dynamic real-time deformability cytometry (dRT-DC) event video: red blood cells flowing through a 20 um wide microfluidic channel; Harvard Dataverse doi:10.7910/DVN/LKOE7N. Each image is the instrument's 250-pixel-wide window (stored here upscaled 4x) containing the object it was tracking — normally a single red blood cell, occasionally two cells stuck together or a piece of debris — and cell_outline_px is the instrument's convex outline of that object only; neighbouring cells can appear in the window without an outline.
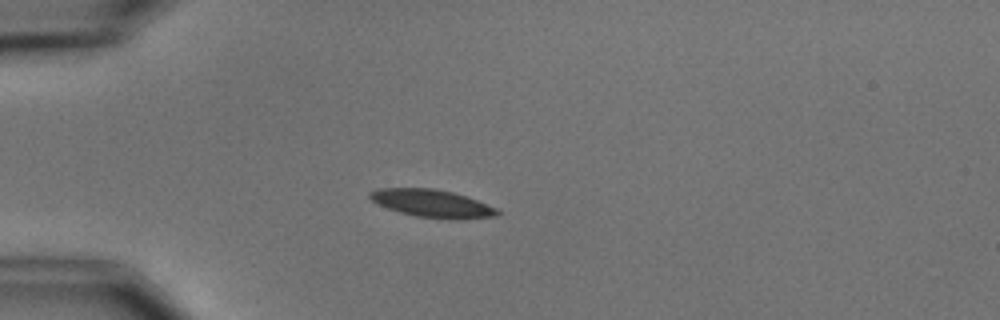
{"species": "common noctule bat (a hibernating species)", "species_latin": "Nyctalus noctula", "temperature_condition": "cold", "stored_images_in_passage": 4, "camera_frame_rate_fps": 3000, "um_per_image_px": 0.085, "animal": {"sex": "male", "body_mass_g": 15.6}, "frame": {"image": 1, "passage_image": 3, "time_ms": 2.333, "image_size_px": [1000, 320], "cell_outline_px": [[500, 212], [496, 216], [460, 220], [448, 220], [416, 216], [400, 212], [388, 208], [372, 200], [368, 196], [368, 192], [376, 188], [432, 188], [452, 192], [476, 200], [496, 208]], "centroid_in_image_um": [36.72, 17.3], "position_along_channel_um": 48.3, "area_um2": 20.58}}